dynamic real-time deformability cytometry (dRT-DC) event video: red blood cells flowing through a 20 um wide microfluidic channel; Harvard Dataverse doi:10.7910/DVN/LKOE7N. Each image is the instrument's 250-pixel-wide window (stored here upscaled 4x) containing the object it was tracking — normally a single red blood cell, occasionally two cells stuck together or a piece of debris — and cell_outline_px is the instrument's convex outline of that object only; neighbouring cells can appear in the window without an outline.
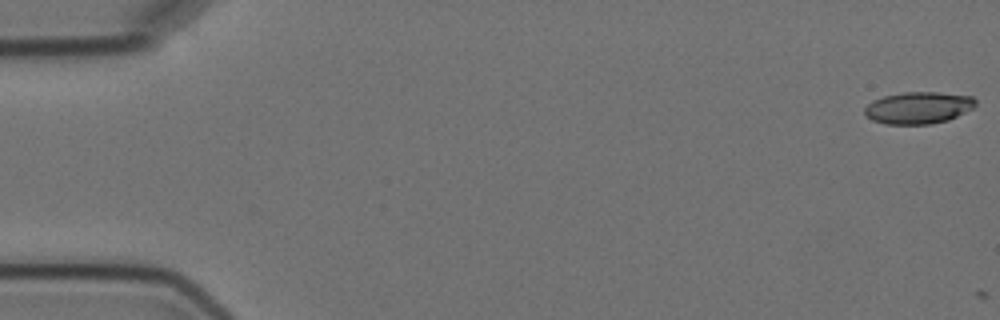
{"species": "Egyptian fruit bat (a non-hibernating species)", "species_latin": "Rousettus aegyptiacus", "temperature_condition": "cold", "stored_images_in_passage": 3, "camera_frame_rate_fps": 3000, "um_per_image_px": 0.085, "animal": {"sex": "female"}, "frame": {"image": 1, "passage_image": 1, "time_ms": 0.0, "image_size_px": [1000, 320], "cell_outline_px": [[976, 104], [972, 108], [948, 120], [928, 124], [884, 124], [872, 120], [864, 112], [864, 108], [872, 100], [884, 96], [904, 92], [936, 92], [972, 96], [976, 100]], "centroid_in_image_um": [78.04, 9.15], "position_along_channel_um": 7.0, "area_um2": 20.52}}